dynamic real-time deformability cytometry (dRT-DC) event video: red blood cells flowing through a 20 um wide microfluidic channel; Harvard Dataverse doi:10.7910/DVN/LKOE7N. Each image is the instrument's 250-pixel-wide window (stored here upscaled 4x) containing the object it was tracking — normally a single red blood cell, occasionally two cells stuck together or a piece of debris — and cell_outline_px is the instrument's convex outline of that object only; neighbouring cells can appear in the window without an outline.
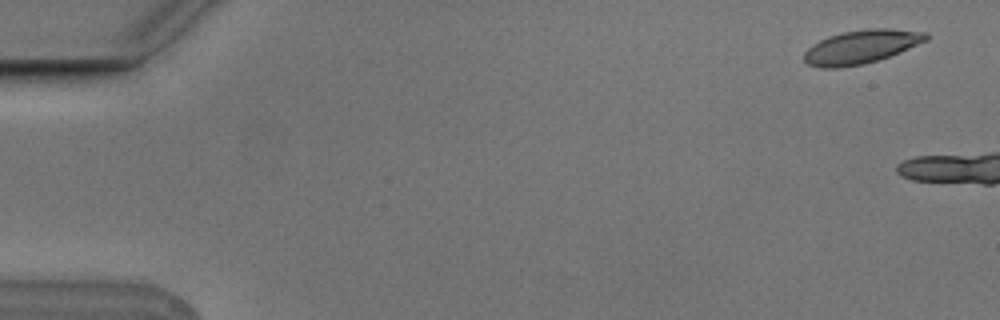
{"species": "Egyptian fruit bat (a non-hibernating species)", "species_latin": "Rousettus aegyptiacus", "temperature_condition": "cold", "stored_images_in_passage": 5, "camera_frame_rate_fps": 3000, "um_per_image_px": 0.085, "animal": {"sex": "male"}, "frame": {"image": 1, "passage_image": 1, "time_ms": 0.0, "image_size_px": [1000, 320], "cell_outline_px": [[928, 40], [900, 52], [864, 64], [840, 68], [820, 68], [808, 64], [804, 60], [804, 52], [812, 44], [828, 36], [844, 32], [868, 28], [892, 28], [928, 32]], "centroid_in_image_um": [73.2, 3.97], "position_along_channel_um": 11.8, "area_um2": 23.99}}